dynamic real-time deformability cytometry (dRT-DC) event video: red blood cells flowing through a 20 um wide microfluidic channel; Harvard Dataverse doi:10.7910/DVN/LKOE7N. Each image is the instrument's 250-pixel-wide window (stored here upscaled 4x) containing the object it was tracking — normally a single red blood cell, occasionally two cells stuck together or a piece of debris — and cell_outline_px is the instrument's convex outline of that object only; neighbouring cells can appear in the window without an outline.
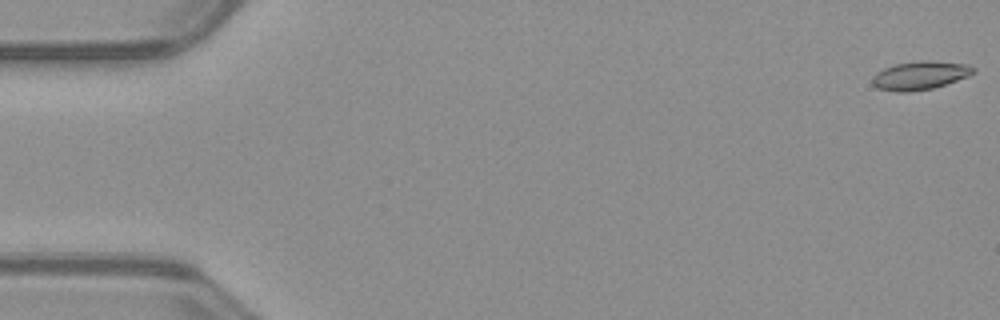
{"species": "common noctule bat (a hibernating species)", "species_latin": "Nyctalus noctula", "temperature_condition": "warm", "stored_images_in_passage": 52, "camera_frame_rate_fps": 3000, "um_per_image_px": 0.085, "animal": {"sex": "male", "body_mass_g": 23.1, "forearm_length_mm": 52.7}, "frame": {"image": 1, "passage_image": 1, "time_ms": 0.0, "image_size_px": [1000, 320], "cell_outline_px": [[976, 72], [968, 76], [932, 88], [908, 92], [896, 92], [876, 88], [872, 84], [872, 76], [876, 72], [884, 68], [896, 64], [920, 60], [932, 60], [968, 64], [976, 68]], "centroid_in_image_um": [78.19, 6.4], "position_along_channel_um": 6.8, "area_um2": 16.88}}
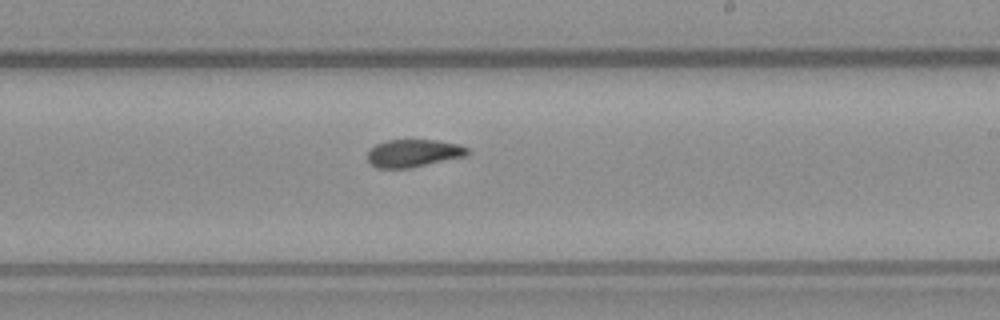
{"frame": {"image": 2, "passage_image": 31, "time_ms": 10.0, "image_size_px": [1000, 320], "cell_outline_px": [[468, 152], [464, 156], [412, 168], [376, 168], [368, 164], [368, 152], [376, 144], [388, 140], [436, 140], [456, 144], [468, 148]], "centroid_in_image_um": [35.09, 13.03], "position_along_channel_um": 253.9, "area_um2": 16.01}}
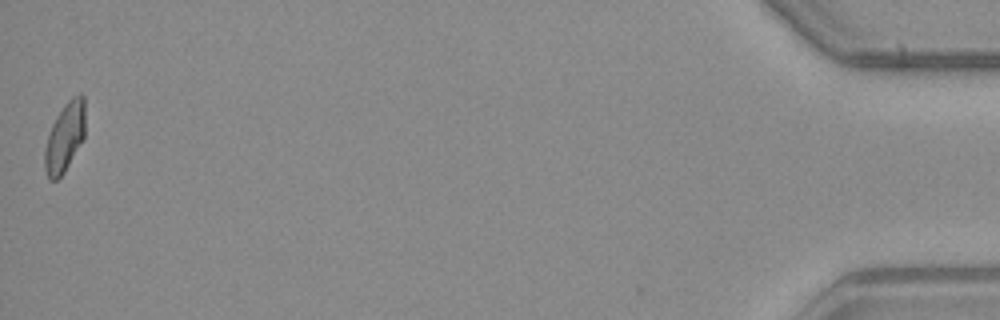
{"frame": {"image": 3, "passage_image": 52, "time_ms": 17.0, "image_size_px": [1000, 320], "cell_outline_px": [[84, 136], [64, 172], [56, 180], [48, 180], [44, 168], [44, 148], [52, 124], [56, 116], [64, 104], [72, 96], [80, 92], [84, 96]], "centroid_in_image_um": [5.48, 11.64], "position_along_channel_um": 429.7, "area_um2": 16.24}, "authors_computed_cell_mechanics": {"area_um2": 16.5886, "velocity_mm_per_s": 3.9953, "shape_relaxation_time_tau1_ms": null, "shape_relaxation_time_tau2_ms": 2.3748, "deformation_change_tau1": null, "deformation_change_tau2": 0.083}}